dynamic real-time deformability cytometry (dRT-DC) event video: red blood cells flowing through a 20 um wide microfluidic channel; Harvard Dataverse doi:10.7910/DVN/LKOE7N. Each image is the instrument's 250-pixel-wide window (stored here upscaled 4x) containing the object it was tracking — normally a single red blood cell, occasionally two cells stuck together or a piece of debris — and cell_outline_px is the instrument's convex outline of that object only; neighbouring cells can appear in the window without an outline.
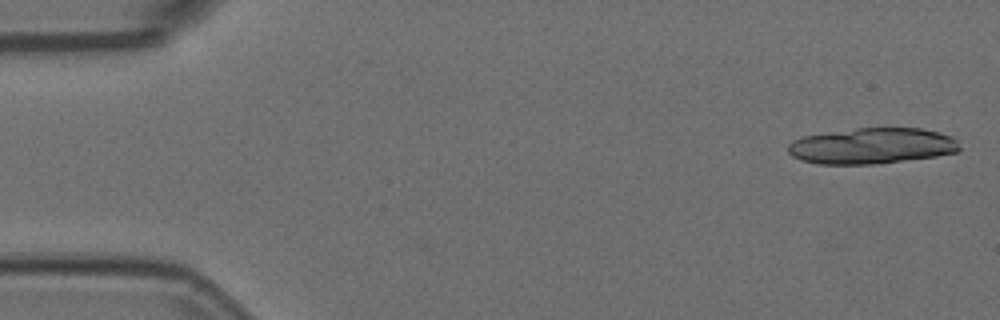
{"species": "Egyptian fruit bat (a non-hibernating species)", "species_latin": "Rousettus aegyptiacus", "temperature_condition": "room temperature", "stored_images_in_passage": 2, "camera_frame_rate_fps": 3000, "um_per_image_px": 0.085, "animal": {"sex": "female"}, "frame": {"image": 1, "passage_image": 2, "time_ms": 0.333, "image_size_px": [1000, 320], "cell_outline_px": [[960, 148], [956, 152], [936, 156], [872, 164], [820, 164], [800, 160], [792, 156], [788, 152], [788, 144], [792, 140], [804, 136], [856, 128], [920, 128], [940, 132], [952, 136], [956, 140]], "centroid_in_image_um": [74.1, 12.4], "position_along_channel_um": 10.9, "area_um2": 35.78}}